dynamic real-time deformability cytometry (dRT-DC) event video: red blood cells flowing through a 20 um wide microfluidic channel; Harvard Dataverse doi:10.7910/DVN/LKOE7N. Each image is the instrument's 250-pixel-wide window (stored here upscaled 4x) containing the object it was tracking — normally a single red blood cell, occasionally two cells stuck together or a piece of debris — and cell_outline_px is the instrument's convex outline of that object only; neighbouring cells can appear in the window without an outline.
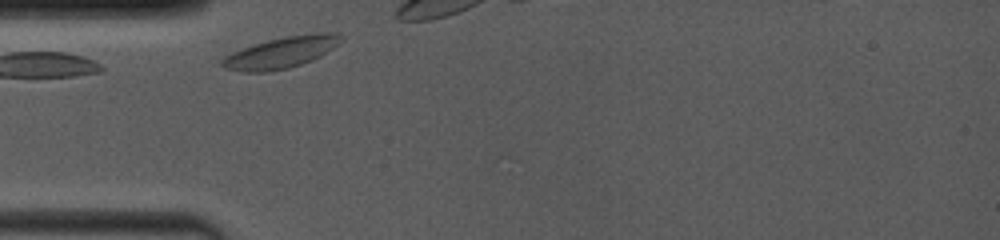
{"species": "common noctule bat (a hibernating species)", "species_latin": "Nyctalus noctula", "temperature_condition": "room temperature", "stored_images_in_passage": 5, "camera_frame_rate_fps": 4000, "um_per_image_px": 0.085, "animal": {"sex": "female", "body_mass_g": 19.0, "forearm_length_mm": 53.3}, "frame": {"image": 1, "passage_image": 1, "time_ms": 0.0, "image_size_px": [1000, 240], "cell_outline_px": [[344, 40], [320, 56], [312, 60], [288, 68], [268, 72], [244, 72], [224, 68], [220, 64], [220, 60], [224, 56], [232, 52], [268, 40], [284, 36], [316, 32], [340, 32], [344, 36]], "centroid_in_image_um": [23.94, 4.45], "position_along_channel_um": 61.1, "area_um2": 21.85}}